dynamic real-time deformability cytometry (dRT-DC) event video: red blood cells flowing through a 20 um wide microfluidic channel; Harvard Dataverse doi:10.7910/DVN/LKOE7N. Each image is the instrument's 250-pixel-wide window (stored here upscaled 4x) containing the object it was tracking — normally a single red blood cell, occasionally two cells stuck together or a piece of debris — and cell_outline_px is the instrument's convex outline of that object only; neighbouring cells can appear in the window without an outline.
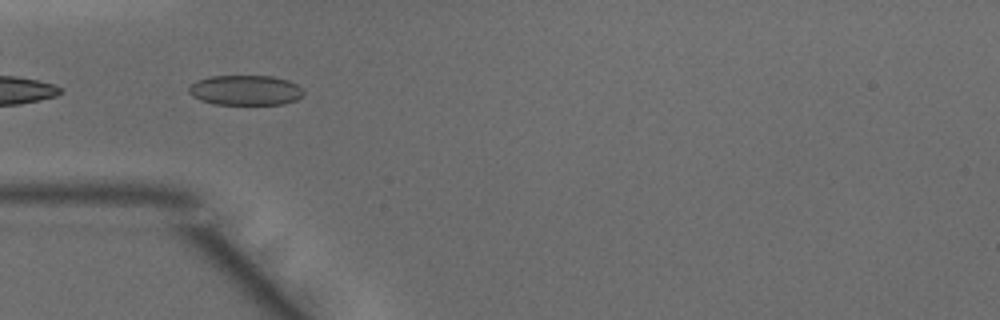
{"species": "common noctule bat (a hibernating species)", "species_latin": "Nyctalus noctula", "temperature_condition": "warm", "stored_images_in_passage": 22, "camera_frame_rate_fps": 3000, "um_per_image_px": 0.085, "animal": {"sex": "male", "body_mass_g": 15.6}, "frame": {"image": 1, "passage_image": 15, "time_ms": 4.667, "image_size_px": [1000, 320], "cell_outline_px": [[304, 92], [296, 100], [284, 104], [216, 104], [200, 100], [192, 96], [188, 92], [188, 88], [192, 84], [200, 80], [212, 76], [272, 76], [288, 80], [296, 84]], "centroid_in_image_um": [20.86, 7.67], "position_along_channel_um": 64.1, "area_um2": 19.88}}
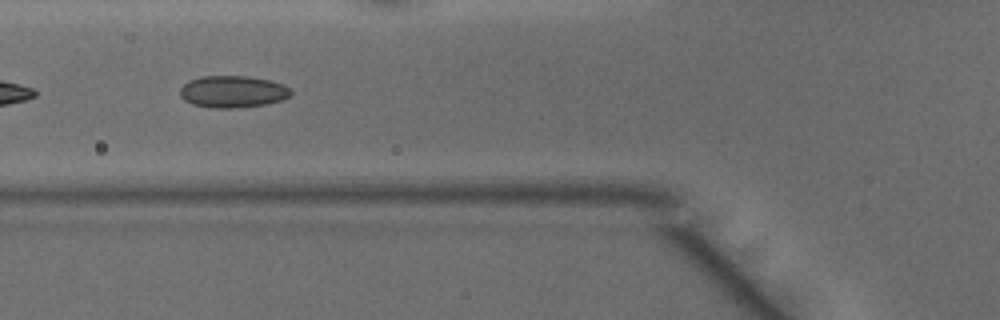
{"frame": {"image": 2, "passage_image": 18, "time_ms": 5.667, "image_size_px": [1000, 320], "cell_outline_px": [[292, 96], [280, 100], [264, 104], [236, 108], [212, 108], [192, 104], [184, 100], [180, 96], [180, 88], [188, 80], [200, 76], [248, 76], [268, 80], [284, 84], [292, 92]], "centroid_in_image_um": [19.76, 7.79], "position_along_channel_um": 106.0, "area_um2": 20.69}}